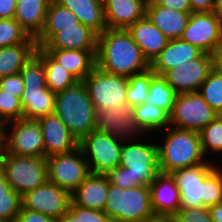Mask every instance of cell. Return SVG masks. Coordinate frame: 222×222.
Returning <instances> with one entry per match:
<instances>
[{
    "instance_id": "21",
    "label": "cell",
    "mask_w": 222,
    "mask_h": 222,
    "mask_svg": "<svg viewBox=\"0 0 222 222\" xmlns=\"http://www.w3.org/2000/svg\"><path fill=\"white\" fill-rule=\"evenodd\" d=\"M191 13L160 6L153 0H148L145 15L169 40H172L180 39Z\"/></svg>"
},
{
    "instance_id": "33",
    "label": "cell",
    "mask_w": 222,
    "mask_h": 222,
    "mask_svg": "<svg viewBox=\"0 0 222 222\" xmlns=\"http://www.w3.org/2000/svg\"><path fill=\"white\" fill-rule=\"evenodd\" d=\"M202 150L205 157L209 161L218 163V157L222 160V115H219L215 120L211 121L201 131H199ZM211 155V157H209ZM218 156V157H215ZM212 160H211V159ZM217 161H215L216 159Z\"/></svg>"
},
{
    "instance_id": "7",
    "label": "cell",
    "mask_w": 222,
    "mask_h": 222,
    "mask_svg": "<svg viewBox=\"0 0 222 222\" xmlns=\"http://www.w3.org/2000/svg\"><path fill=\"white\" fill-rule=\"evenodd\" d=\"M146 135L154 137L153 134H145L123 142L119 166L128 168L131 187L150 186L161 174L157 142L153 144Z\"/></svg>"
},
{
    "instance_id": "13",
    "label": "cell",
    "mask_w": 222,
    "mask_h": 222,
    "mask_svg": "<svg viewBox=\"0 0 222 222\" xmlns=\"http://www.w3.org/2000/svg\"><path fill=\"white\" fill-rule=\"evenodd\" d=\"M3 150L17 156L45 157L43 134L38 120L22 118L6 123Z\"/></svg>"
},
{
    "instance_id": "2",
    "label": "cell",
    "mask_w": 222,
    "mask_h": 222,
    "mask_svg": "<svg viewBox=\"0 0 222 222\" xmlns=\"http://www.w3.org/2000/svg\"><path fill=\"white\" fill-rule=\"evenodd\" d=\"M180 192V209L209 208L222 202V171L217 163H202L171 173Z\"/></svg>"
},
{
    "instance_id": "3",
    "label": "cell",
    "mask_w": 222,
    "mask_h": 222,
    "mask_svg": "<svg viewBox=\"0 0 222 222\" xmlns=\"http://www.w3.org/2000/svg\"><path fill=\"white\" fill-rule=\"evenodd\" d=\"M162 131H165V134H161L164 135L163 140L160 137L156 141L161 173L171 174L181 168L214 163L203 153L199 132L174 126H168Z\"/></svg>"
},
{
    "instance_id": "30",
    "label": "cell",
    "mask_w": 222,
    "mask_h": 222,
    "mask_svg": "<svg viewBox=\"0 0 222 222\" xmlns=\"http://www.w3.org/2000/svg\"><path fill=\"white\" fill-rule=\"evenodd\" d=\"M36 49V40L32 37L22 44L1 47L0 78L20 73Z\"/></svg>"
},
{
    "instance_id": "34",
    "label": "cell",
    "mask_w": 222,
    "mask_h": 222,
    "mask_svg": "<svg viewBox=\"0 0 222 222\" xmlns=\"http://www.w3.org/2000/svg\"><path fill=\"white\" fill-rule=\"evenodd\" d=\"M22 196L14 191L0 171V222H15Z\"/></svg>"
},
{
    "instance_id": "54",
    "label": "cell",
    "mask_w": 222,
    "mask_h": 222,
    "mask_svg": "<svg viewBox=\"0 0 222 222\" xmlns=\"http://www.w3.org/2000/svg\"><path fill=\"white\" fill-rule=\"evenodd\" d=\"M2 150H3V144L0 142V159H1Z\"/></svg>"
},
{
    "instance_id": "52",
    "label": "cell",
    "mask_w": 222,
    "mask_h": 222,
    "mask_svg": "<svg viewBox=\"0 0 222 222\" xmlns=\"http://www.w3.org/2000/svg\"><path fill=\"white\" fill-rule=\"evenodd\" d=\"M6 132V122L0 117V142L4 144Z\"/></svg>"
},
{
    "instance_id": "10",
    "label": "cell",
    "mask_w": 222,
    "mask_h": 222,
    "mask_svg": "<svg viewBox=\"0 0 222 222\" xmlns=\"http://www.w3.org/2000/svg\"><path fill=\"white\" fill-rule=\"evenodd\" d=\"M123 142L113 136L94 130L80 142L90 173L106 174L119 166Z\"/></svg>"
},
{
    "instance_id": "44",
    "label": "cell",
    "mask_w": 222,
    "mask_h": 222,
    "mask_svg": "<svg viewBox=\"0 0 222 222\" xmlns=\"http://www.w3.org/2000/svg\"><path fill=\"white\" fill-rule=\"evenodd\" d=\"M81 222H112V221L104 211L81 207Z\"/></svg>"
},
{
    "instance_id": "40",
    "label": "cell",
    "mask_w": 222,
    "mask_h": 222,
    "mask_svg": "<svg viewBox=\"0 0 222 222\" xmlns=\"http://www.w3.org/2000/svg\"><path fill=\"white\" fill-rule=\"evenodd\" d=\"M175 222H214L206 207L196 209H179L172 217Z\"/></svg>"
},
{
    "instance_id": "16",
    "label": "cell",
    "mask_w": 222,
    "mask_h": 222,
    "mask_svg": "<svg viewBox=\"0 0 222 222\" xmlns=\"http://www.w3.org/2000/svg\"><path fill=\"white\" fill-rule=\"evenodd\" d=\"M70 201L71 194L68 191L48 180L22 195L23 208L54 219L60 218L68 210Z\"/></svg>"
},
{
    "instance_id": "47",
    "label": "cell",
    "mask_w": 222,
    "mask_h": 222,
    "mask_svg": "<svg viewBox=\"0 0 222 222\" xmlns=\"http://www.w3.org/2000/svg\"><path fill=\"white\" fill-rule=\"evenodd\" d=\"M17 0H0V19L15 17Z\"/></svg>"
},
{
    "instance_id": "43",
    "label": "cell",
    "mask_w": 222,
    "mask_h": 222,
    "mask_svg": "<svg viewBox=\"0 0 222 222\" xmlns=\"http://www.w3.org/2000/svg\"><path fill=\"white\" fill-rule=\"evenodd\" d=\"M54 220V218L48 215H43L39 212L31 211L21 207L15 222H52Z\"/></svg>"
},
{
    "instance_id": "48",
    "label": "cell",
    "mask_w": 222,
    "mask_h": 222,
    "mask_svg": "<svg viewBox=\"0 0 222 222\" xmlns=\"http://www.w3.org/2000/svg\"><path fill=\"white\" fill-rule=\"evenodd\" d=\"M192 12H212L214 0H189Z\"/></svg>"
},
{
    "instance_id": "28",
    "label": "cell",
    "mask_w": 222,
    "mask_h": 222,
    "mask_svg": "<svg viewBox=\"0 0 222 222\" xmlns=\"http://www.w3.org/2000/svg\"><path fill=\"white\" fill-rule=\"evenodd\" d=\"M71 10L79 22L89 27L97 35L107 29L103 0H56Z\"/></svg>"
},
{
    "instance_id": "11",
    "label": "cell",
    "mask_w": 222,
    "mask_h": 222,
    "mask_svg": "<svg viewBox=\"0 0 222 222\" xmlns=\"http://www.w3.org/2000/svg\"><path fill=\"white\" fill-rule=\"evenodd\" d=\"M219 115L198 91L180 93L169 114V123L170 126L199 132Z\"/></svg>"
},
{
    "instance_id": "27",
    "label": "cell",
    "mask_w": 222,
    "mask_h": 222,
    "mask_svg": "<svg viewBox=\"0 0 222 222\" xmlns=\"http://www.w3.org/2000/svg\"><path fill=\"white\" fill-rule=\"evenodd\" d=\"M51 0H17L14 19L32 38L36 39L45 24L48 6Z\"/></svg>"
},
{
    "instance_id": "19",
    "label": "cell",
    "mask_w": 222,
    "mask_h": 222,
    "mask_svg": "<svg viewBox=\"0 0 222 222\" xmlns=\"http://www.w3.org/2000/svg\"><path fill=\"white\" fill-rule=\"evenodd\" d=\"M150 187L151 206L156 217L172 218L180 209V192L171 174L161 173Z\"/></svg>"
},
{
    "instance_id": "4",
    "label": "cell",
    "mask_w": 222,
    "mask_h": 222,
    "mask_svg": "<svg viewBox=\"0 0 222 222\" xmlns=\"http://www.w3.org/2000/svg\"><path fill=\"white\" fill-rule=\"evenodd\" d=\"M54 113L79 142L95 130L96 108L83 81L56 93Z\"/></svg>"
},
{
    "instance_id": "22",
    "label": "cell",
    "mask_w": 222,
    "mask_h": 222,
    "mask_svg": "<svg viewBox=\"0 0 222 222\" xmlns=\"http://www.w3.org/2000/svg\"><path fill=\"white\" fill-rule=\"evenodd\" d=\"M203 53L197 46L181 39L169 40L160 54L150 64V69L159 76L179 64L198 58Z\"/></svg>"
},
{
    "instance_id": "35",
    "label": "cell",
    "mask_w": 222,
    "mask_h": 222,
    "mask_svg": "<svg viewBox=\"0 0 222 222\" xmlns=\"http://www.w3.org/2000/svg\"><path fill=\"white\" fill-rule=\"evenodd\" d=\"M177 94L178 93L166 82L162 76L155 74L151 78L149 95L146 102L160 107L170 114Z\"/></svg>"
},
{
    "instance_id": "29",
    "label": "cell",
    "mask_w": 222,
    "mask_h": 222,
    "mask_svg": "<svg viewBox=\"0 0 222 222\" xmlns=\"http://www.w3.org/2000/svg\"><path fill=\"white\" fill-rule=\"evenodd\" d=\"M78 17L56 0L49 3L45 24L40 35L35 39L37 47H43L61 28L76 27Z\"/></svg>"
},
{
    "instance_id": "55",
    "label": "cell",
    "mask_w": 222,
    "mask_h": 222,
    "mask_svg": "<svg viewBox=\"0 0 222 222\" xmlns=\"http://www.w3.org/2000/svg\"><path fill=\"white\" fill-rule=\"evenodd\" d=\"M221 161H222V160H221ZM221 161H220V163L218 162L217 164H218V168H220V170L222 171V163H221ZM219 164H220L221 166H220Z\"/></svg>"
},
{
    "instance_id": "26",
    "label": "cell",
    "mask_w": 222,
    "mask_h": 222,
    "mask_svg": "<svg viewBox=\"0 0 222 222\" xmlns=\"http://www.w3.org/2000/svg\"><path fill=\"white\" fill-rule=\"evenodd\" d=\"M56 62L68 70L78 81L96 66L97 50L44 49Z\"/></svg>"
},
{
    "instance_id": "37",
    "label": "cell",
    "mask_w": 222,
    "mask_h": 222,
    "mask_svg": "<svg viewBox=\"0 0 222 222\" xmlns=\"http://www.w3.org/2000/svg\"><path fill=\"white\" fill-rule=\"evenodd\" d=\"M198 92L217 113L222 115V76L212 71Z\"/></svg>"
},
{
    "instance_id": "41",
    "label": "cell",
    "mask_w": 222,
    "mask_h": 222,
    "mask_svg": "<svg viewBox=\"0 0 222 222\" xmlns=\"http://www.w3.org/2000/svg\"><path fill=\"white\" fill-rule=\"evenodd\" d=\"M0 89L15 94L17 98L22 97L24 92V82L20 73L0 78Z\"/></svg>"
},
{
    "instance_id": "15",
    "label": "cell",
    "mask_w": 222,
    "mask_h": 222,
    "mask_svg": "<svg viewBox=\"0 0 222 222\" xmlns=\"http://www.w3.org/2000/svg\"><path fill=\"white\" fill-rule=\"evenodd\" d=\"M95 130L107 133L122 142L142 137L144 132L134 117V106L128 102L115 109L96 110Z\"/></svg>"
},
{
    "instance_id": "18",
    "label": "cell",
    "mask_w": 222,
    "mask_h": 222,
    "mask_svg": "<svg viewBox=\"0 0 222 222\" xmlns=\"http://www.w3.org/2000/svg\"><path fill=\"white\" fill-rule=\"evenodd\" d=\"M38 122L42 129L46 158L79 147V141L55 113L39 118Z\"/></svg>"
},
{
    "instance_id": "53",
    "label": "cell",
    "mask_w": 222,
    "mask_h": 222,
    "mask_svg": "<svg viewBox=\"0 0 222 222\" xmlns=\"http://www.w3.org/2000/svg\"><path fill=\"white\" fill-rule=\"evenodd\" d=\"M150 222H175L173 218H167V217H156Z\"/></svg>"
},
{
    "instance_id": "32",
    "label": "cell",
    "mask_w": 222,
    "mask_h": 222,
    "mask_svg": "<svg viewBox=\"0 0 222 222\" xmlns=\"http://www.w3.org/2000/svg\"><path fill=\"white\" fill-rule=\"evenodd\" d=\"M43 61L46 75V85L54 93L63 91L74 85L78 80L56 62L42 47L35 52Z\"/></svg>"
},
{
    "instance_id": "9",
    "label": "cell",
    "mask_w": 222,
    "mask_h": 222,
    "mask_svg": "<svg viewBox=\"0 0 222 222\" xmlns=\"http://www.w3.org/2000/svg\"><path fill=\"white\" fill-rule=\"evenodd\" d=\"M83 82L96 110H110L126 102L128 77L110 74L95 66Z\"/></svg>"
},
{
    "instance_id": "38",
    "label": "cell",
    "mask_w": 222,
    "mask_h": 222,
    "mask_svg": "<svg viewBox=\"0 0 222 222\" xmlns=\"http://www.w3.org/2000/svg\"><path fill=\"white\" fill-rule=\"evenodd\" d=\"M30 36L14 19H0V48L24 43Z\"/></svg>"
},
{
    "instance_id": "6",
    "label": "cell",
    "mask_w": 222,
    "mask_h": 222,
    "mask_svg": "<svg viewBox=\"0 0 222 222\" xmlns=\"http://www.w3.org/2000/svg\"><path fill=\"white\" fill-rule=\"evenodd\" d=\"M104 212L112 222H150L156 218L149 186L127 189L109 184Z\"/></svg>"
},
{
    "instance_id": "31",
    "label": "cell",
    "mask_w": 222,
    "mask_h": 222,
    "mask_svg": "<svg viewBox=\"0 0 222 222\" xmlns=\"http://www.w3.org/2000/svg\"><path fill=\"white\" fill-rule=\"evenodd\" d=\"M134 117L145 134L158 135L170 126L169 114L162 108L148 102L134 106Z\"/></svg>"
},
{
    "instance_id": "14",
    "label": "cell",
    "mask_w": 222,
    "mask_h": 222,
    "mask_svg": "<svg viewBox=\"0 0 222 222\" xmlns=\"http://www.w3.org/2000/svg\"><path fill=\"white\" fill-rule=\"evenodd\" d=\"M180 39L211 54L222 47V19L213 11L192 12Z\"/></svg>"
},
{
    "instance_id": "45",
    "label": "cell",
    "mask_w": 222,
    "mask_h": 222,
    "mask_svg": "<svg viewBox=\"0 0 222 222\" xmlns=\"http://www.w3.org/2000/svg\"><path fill=\"white\" fill-rule=\"evenodd\" d=\"M157 5L181 12H192L189 0H153Z\"/></svg>"
},
{
    "instance_id": "24",
    "label": "cell",
    "mask_w": 222,
    "mask_h": 222,
    "mask_svg": "<svg viewBox=\"0 0 222 222\" xmlns=\"http://www.w3.org/2000/svg\"><path fill=\"white\" fill-rule=\"evenodd\" d=\"M109 189L105 174L90 173L71 193V201L81 207L104 211Z\"/></svg>"
},
{
    "instance_id": "20",
    "label": "cell",
    "mask_w": 222,
    "mask_h": 222,
    "mask_svg": "<svg viewBox=\"0 0 222 222\" xmlns=\"http://www.w3.org/2000/svg\"><path fill=\"white\" fill-rule=\"evenodd\" d=\"M148 0H103L108 29H127L146 14Z\"/></svg>"
},
{
    "instance_id": "46",
    "label": "cell",
    "mask_w": 222,
    "mask_h": 222,
    "mask_svg": "<svg viewBox=\"0 0 222 222\" xmlns=\"http://www.w3.org/2000/svg\"><path fill=\"white\" fill-rule=\"evenodd\" d=\"M58 222H81V206L70 201L68 210L57 219Z\"/></svg>"
},
{
    "instance_id": "25",
    "label": "cell",
    "mask_w": 222,
    "mask_h": 222,
    "mask_svg": "<svg viewBox=\"0 0 222 222\" xmlns=\"http://www.w3.org/2000/svg\"><path fill=\"white\" fill-rule=\"evenodd\" d=\"M98 35L82 23L61 28L42 48L65 50H97Z\"/></svg>"
},
{
    "instance_id": "12",
    "label": "cell",
    "mask_w": 222,
    "mask_h": 222,
    "mask_svg": "<svg viewBox=\"0 0 222 222\" xmlns=\"http://www.w3.org/2000/svg\"><path fill=\"white\" fill-rule=\"evenodd\" d=\"M48 181L70 194L90 174L88 163L80 147L68 153L46 158Z\"/></svg>"
},
{
    "instance_id": "1",
    "label": "cell",
    "mask_w": 222,
    "mask_h": 222,
    "mask_svg": "<svg viewBox=\"0 0 222 222\" xmlns=\"http://www.w3.org/2000/svg\"><path fill=\"white\" fill-rule=\"evenodd\" d=\"M96 66L107 73L126 77L150 69V63L127 29L107 28L98 35Z\"/></svg>"
},
{
    "instance_id": "39",
    "label": "cell",
    "mask_w": 222,
    "mask_h": 222,
    "mask_svg": "<svg viewBox=\"0 0 222 222\" xmlns=\"http://www.w3.org/2000/svg\"><path fill=\"white\" fill-rule=\"evenodd\" d=\"M0 117L9 123L23 118L21 99L0 89Z\"/></svg>"
},
{
    "instance_id": "49",
    "label": "cell",
    "mask_w": 222,
    "mask_h": 222,
    "mask_svg": "<svg viewBox=\"0 0 222 222\" xmlns=\"http://www.w3.org/2000/svg\"><path fill=\"white\" fill-rule=\"evenodd\" d=\"M211 57L213 71L222 76V47L211 53Z\"/></svg>"
},
{
    "instance_id": "50",
    "label": "cell",
    "mask_w": 222,
    "mask_h": 222,
    "mask_svg": "<svg viewBox=\"0 0 222 222\" xmlns=\"http://www.w3.org/2000/svg\"><path fill=\"white\" fill-rule=\"evenodd\" d=\"M214 222H222V202L208 208Z\"/></svg>"
},
{
    "instance_id": "17",
    "label": "cell",
    "mask_w": 222,
    "mask_h": 222,
    "mask_svg": "<svg viewBox=\"0 0 222 222\" xmlns=\"http://www.w3.org/2000/svg\"><path fill=\"white\" fill-rule=\"evenodd\" d=\"M212 71L211 54L203 52L198 58L166 71L162 77L180 94L199 91L201 84Z\"/></svg>"
},
{
    "instance_id": "51",
    "label": "cell",
    "mask_w": 222,
    "mask_h": 222,
    "mask_svg": "<svg viewBox=\"0 0 222 222\" xmlns=\"http://www.w3.org/2000/svg\"><path fill=\"white\" fill-rule=\"evenodd\" d=\"M213 12L222 19V0H214Z\"/></svg>"
},
{
    "instance_id": "8",
    "label": "cell",
    "mask_w": 222,
    "mask_h": 222,
    "mask_svg": "<svg viewBox=\"0 0 222 222\" xmlns=\"http://www.w3.org/2000/svg\"><path fill=\"white\" fill-rule=\"evenodd\" d=\"M0 171L21 196L48 180L46 157L1 153Z\"/></svg>"
},
{
    "instance_id": "36",
    "label": "cell",
    "mask_w": 222,
    "mask_h": 222,
    "mask_svg": "<svg viewBox=\"0 0 222 222\" xmlns=\"http://www.w3.org/2000/svg\"><path fill=\"white\" fill-rule=\"evenodd\" d=\"M155 73L148 69L145 72L128 77V89L126 93V102L133 106L145 103L149 95L151 78Z\"/></svg>"
},
{
    "instance_id": "42",
    "label": "cell",
    "mask_w": 222,
    "mask_h": 222,
    "mask_svg": "<svg viewBox=\"0 0 222 222\" xmlns=\"http://www.w3.org/2000/svg\"><path fill=\"white\" fill-rule=\"evenodd\" d=\"M109 184L120 187L121 189L131 188L128 168L118 166L106 174Z\"/></svg>"
},
{
    "instance_id": "5",
    "label": "cell",
    "mask_w": 222,
    "mask_h": 222,
    "mask_svg": "<svg viewBox=\"0 0 222 222\" xmlns=\"http://www.w3.org/2000/svg\"><path fill=\"white\" fill-rule=\"evenodd\" d=\"M20 74L24 82L21 97L23 118L38 120L55 112L56 93L46 85L45 68L42 59L34 53L25 63Z\"/></svg>"
},
{
    "instance_id": "23",
    "label": "cell",
    "mask_w": 222,
    "mask_h": 222,
    "mask_svg": "<svg viewBox=\"0 0 222 222\" xmlns=\"http://www.w3.org/2000/svg\"><path fill=\"white\" fill-rule=\"evenodd\" d=\"M144 57L151 64L166 46L169 39L145 15L127 28Z\"/></svg>"
}]
</instances>
